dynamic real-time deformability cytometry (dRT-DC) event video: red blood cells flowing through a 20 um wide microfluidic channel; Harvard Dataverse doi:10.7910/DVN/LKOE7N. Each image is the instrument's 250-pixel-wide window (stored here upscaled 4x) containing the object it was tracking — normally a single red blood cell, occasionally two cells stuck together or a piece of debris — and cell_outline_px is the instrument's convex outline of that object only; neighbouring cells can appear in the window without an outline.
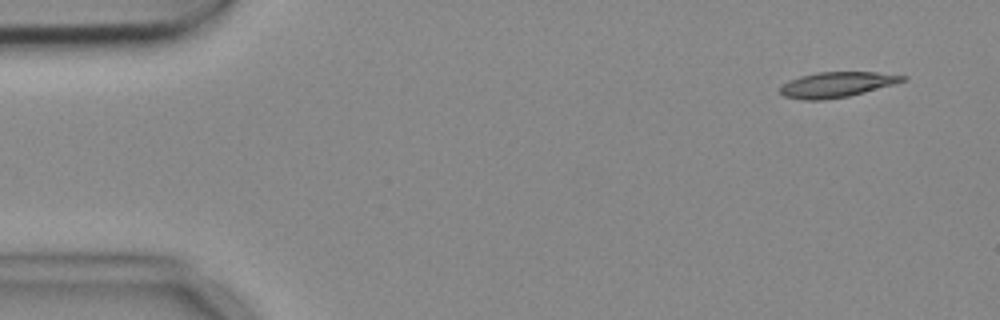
{"species": "common noctule bat (a hibernating species)", "species_latin": "Nyctalus noctula", "temperature_condition": "cold", "stored_images_in_passage": 4, "camera_frame_rate_fps": 3000, "um_per_image_px": 0.085, "animal": {"sex": "female", "body_mass_g": 18.4}, "frame": {"image": 1, "passage_image": 1, "time_ms": 0.0, "image_size_px": [1000, 320], "cell_outline_px": [[908, 76], [904, 80], [892, 84], [864, 92], [848, 96], [824, 100], [804, 100], [784, 96], [780, 92], [780, 88], [784, 84], [800, 76], [816, 72], [876, 72]], "centroid_in_image_um": [71.1, 7.19], "position_along_channel_um": 13.9, "area_um2": 17.74}}
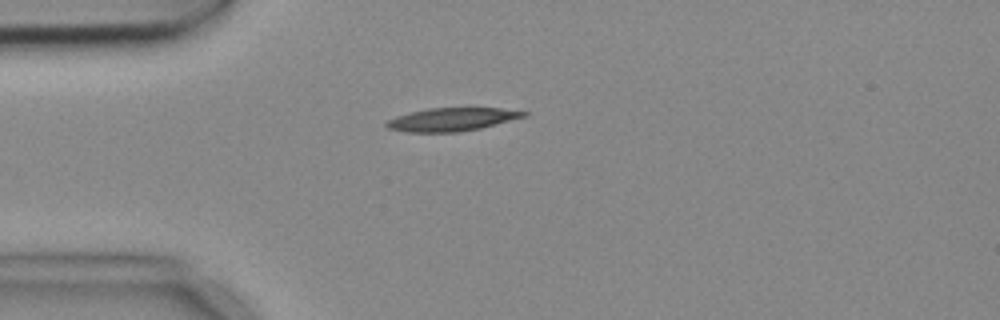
{"frame": {"image": 2, "passage_image": 4, "time_ms": 1.0, "image_size_px": [1000, 320], "cell_outline_px": [[528, 116], [480, 128], [460, 132], [404, 132], [388, 128], [384, 124], [388, 120], [396, 116], [428, 108], [500, 108], [528, 112]], "centroid_in_image_um": [38.41, 10.15], "position_along_channel_um": 46.6, "area_um2": 18.5}}